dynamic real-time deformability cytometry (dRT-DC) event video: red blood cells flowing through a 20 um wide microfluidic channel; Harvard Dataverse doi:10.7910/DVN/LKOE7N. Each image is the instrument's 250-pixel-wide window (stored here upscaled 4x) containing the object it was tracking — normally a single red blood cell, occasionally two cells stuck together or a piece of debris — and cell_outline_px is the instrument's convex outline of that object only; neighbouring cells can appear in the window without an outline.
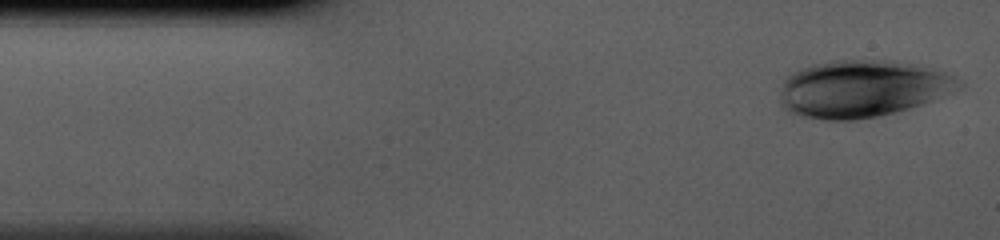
{"species": "human", "species_latin": "Homo sapiens", "temperature_condition": "cold", "stored_images_in_passage": 40, "camera_frame_rate_fps": 3000, "um_per_image_px": 0.085, "donor": {"sex": "male"}, "frame": {"image": 1, "passage_image": 1, "time_ms": 0.0, "image_size_px": [1000, 240], "cell_outline_px": [[964, 84], [932, 100], [908, 108], [880, 116], [856, 120], [824, 120], [792, 116], [780, 104], [780, 92], [784, 76], [800, 68], [812, 64], [832, 60], [892, 60], [912, 64], [944, 72], [952, 76]], "centroid_in_image_um": [73.16, 7.55], "position_along_channel_um": 11.8, "area_um2": 59.65}}
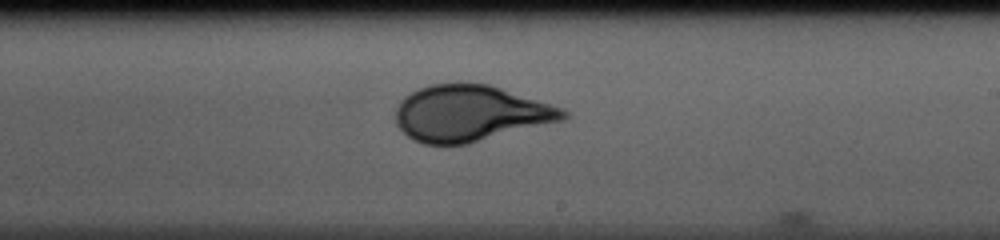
{"frame": {"image": 2, "passage_image": 23, "time_ms": 7.333, "image_size_px": [1000, 240], "cell_outline_px": [[572, 116], [564, 120], [468, 144], [424, 144], [412, 140], [396, 124], [396, 108], [400, 100], [404, 96], [420, 88], [432, 84], [488, 84], [560, 108], [568, 112]], "centroid_in_image_um": [39.95, 9.66], "position_along_channel_um": 249.1, "area_um2": 54.22}}
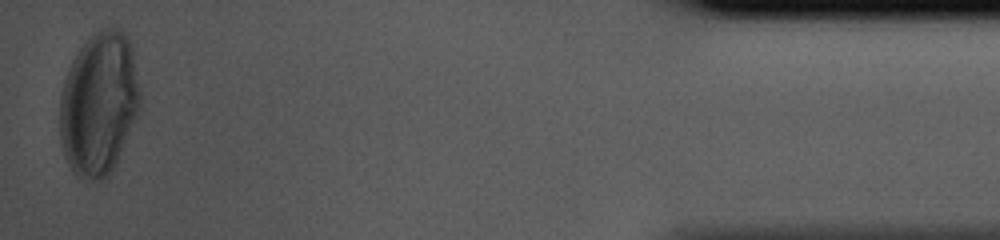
{"frame": {"image": 3, "passage_image": 40, "time_ms": 13.0, "image_size_px": [1000, 240], "cell_outline_px": [[140, 108], [116, 164], [108, 176], [104, 180], [92, 180], [76, 176], [72, 172], [64, 156], [60, 140], [60, 96], [64, 80], [72, 60], [76, 52], [96, 32], [104, 28], [120, 28], [128, 32], [132, 44], [140, 88]], "centroid_in_image_um": [8.42, 8.81], "position_along_channel_um": 426.8, "area_um2": 67.63}}